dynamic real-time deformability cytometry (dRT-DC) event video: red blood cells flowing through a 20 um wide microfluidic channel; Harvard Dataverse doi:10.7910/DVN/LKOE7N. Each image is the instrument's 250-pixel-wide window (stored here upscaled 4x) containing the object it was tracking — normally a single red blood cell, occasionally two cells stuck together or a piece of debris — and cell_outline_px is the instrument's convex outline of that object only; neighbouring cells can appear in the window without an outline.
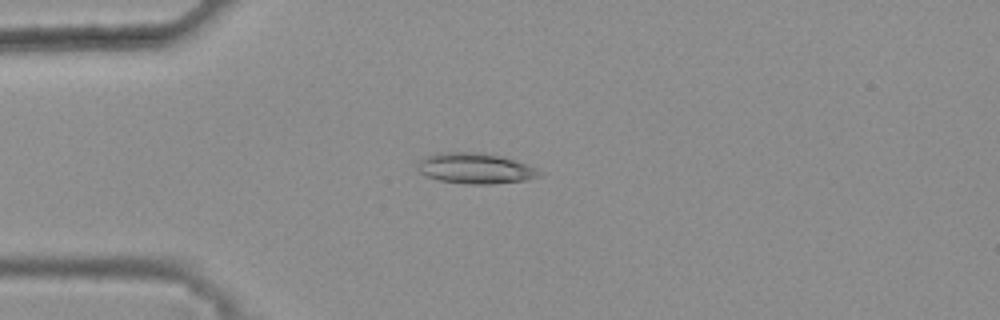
{"species": "common noctule bat (a hibernating species)", "species_latin": "Nyctalus noctula", "temperature_condition": "warm", "stored_images_in_passage": 46, "camera_frame_rate_fps": 3000, "um_per_image_px": 0.085, "animal": {"sex": "female", "body_mass_g": 25.1}, "frame": {"image": 1, "passage_image": 14, "time_ms": 4.333, "image_size_px": [1000, 320], "cell_outline_px": [[540, 176], [524, 180], [492, 184], [468, 184], [440, 180], [428, 176], [420, 172], [416, 164], [424, 156], [444, 152], [480, 152], [500, 156], [536, 168], [540, 172]], "centroid_in_image_um": [40.36, 14.3], "position_along_channel_um": 44.6, "area_um2": 21.39}}
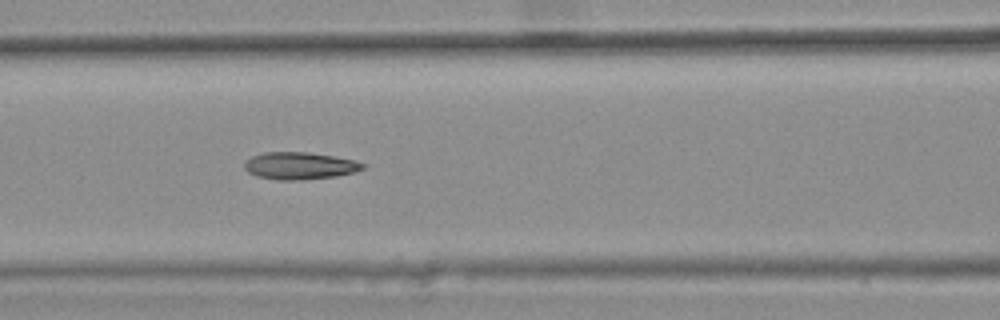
{"frame": {"image": 2, "passage_image": 23, "time_ms": 7.333, "image_size_px": [1000, 320], "cell_outline_px": [[368, 164], [364, 168], [356, 172], [336, 176], [300, 180], [276, 180], [256, 176], [248, 172], [244, 168], [244, 164], [252, 156], [264, 152], [308, 152], [356, 160]], "centroid_in_image_um": [25.51, 14.09], "position_along_channel_um": 141.1, "area_um2": 18.9}}
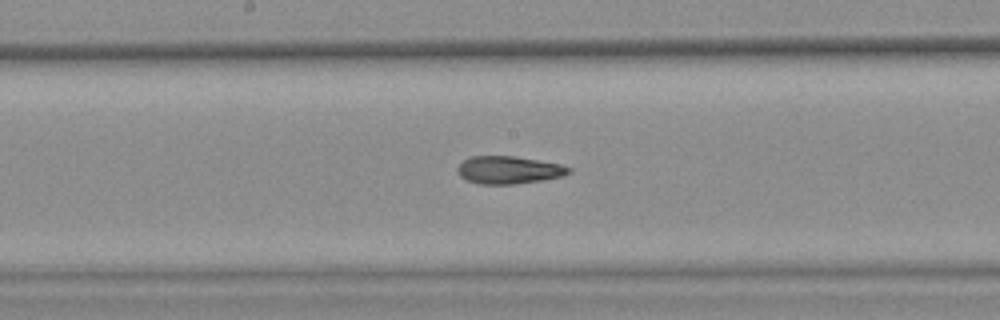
{"frame": {"image": 3, "passage_image": 28, "time_ms": 9.0, "image_size_px": [1000, 320], "cell_outline_px": [[572, 172], [564, 176], [540, 180], [512, 184], [480, 184], [468, 180], [460, 176], [456, 172], [456, 168], [464, 160], [472, 156], [516, 156], [560, 164], [572, 168]], "centroid_in_image_um": [43.25, 14.44], "position_along_channel_um": 204.9, "area_um2": 17.92}, "authors_computed_cell_mechanics": {"area_um2": 18.785, "velocity_mm_per_s": 3.8432, "shape_relaxation_time_tau1_ms": 10.9678, "shape_relaxation_time_tau2_ms": 3.2773, "deformation_change_tau1": 0.2495, "deformation_change_tau2": 0.1153}}